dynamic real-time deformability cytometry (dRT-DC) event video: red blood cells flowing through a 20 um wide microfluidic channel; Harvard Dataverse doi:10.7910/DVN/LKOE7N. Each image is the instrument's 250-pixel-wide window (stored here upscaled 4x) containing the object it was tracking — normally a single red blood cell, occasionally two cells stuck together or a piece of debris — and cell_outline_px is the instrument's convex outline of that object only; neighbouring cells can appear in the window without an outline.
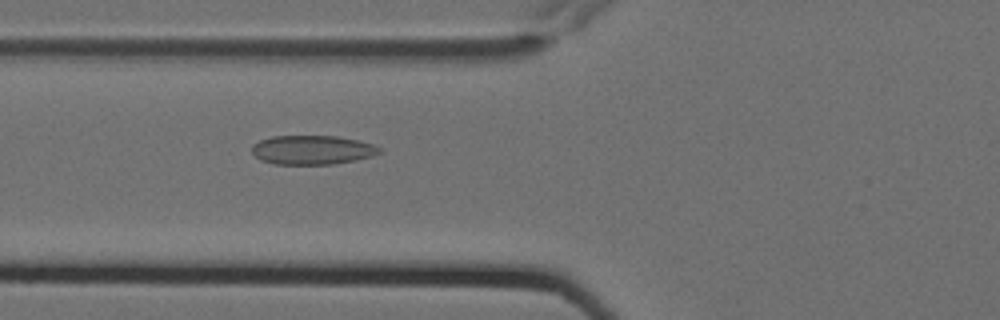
{"species": "Egyptian fruit bat (a non-hibernating species)", "species_latin": "Rousettus aegyptiacus", "temperature_condition": "cold", "stored_images_in_passage": 7, "camera_frame_rate_fps": 3000, "um_per_image_px": 0.085, "animal": {"sex": "female"}, "frame": {"image": 1, "passage_image": 7, "time_ms": 2.0, "image_size_px": [1000, 320], "cell_outline_px": [[384, 152], [372, 156], [356, 160], [332, 164], [276, 164], [260, 160], [252, 152], [252, 144], [260, 140], [272, 136], [336, 136], [356, 140], [372, 144], [380, 148]], "centroid_in_image_um": [26.54, 12.74], "position_along_channel_um": 99.3, "area_um2": 21.62}}